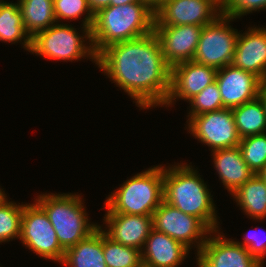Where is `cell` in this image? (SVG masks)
<instances>
[{
	"mask_svg": "<svg viewBox=\"0 0 266 267\" xmlns=\"http://www.w3.org/2000/svg\"><path fill=\"white\" fill-rule=\"evenodd\" d=\"M97 65L137 107L164 106L170 90L171 67L154 31L108 46L97 56Z\"/></svg>",
	"mask_w": 266,
	"mask_h": 267,
	"instance_id": "1",
	"label": "cell"
},
{
	"mask_svg": "<svg viewBox=\"0 0 266 267\" xmlns=\"http://www.w3.org/2000/svg\"><path fill=\"white\" fill-rule=\"evenodd\" d=\"M198 172L187 163L165 166L163 201L199 218L211 231L218 230L220 226L213 197Z\"/></svg>",
	"mask_w": 266,
	"mask_h": 267,
	"instance_id": "2",
	"label": "cell"
},
{
	"mask_svg": "<svg viewBox=\"0 0 266 267\" xmlns=\"http://www.w3.org/2000/svg\"><path fill=\"white\" fill-rule=\"evenodd\" d=\"M155 13L143 2L110 5L94 14L92 45L98 56L110 45L145 36L154 30Z\"/></svg>",
	"mask_w": 266,
	"mask_h": 267,
	"instance_id": "3",
	"label": "cell"
},
{
	"mask_svg": "<svg viewBox=\"0 0 266 267\" xmlns=\"http://www.w3.org/2000/svg\"><path fill=\"white\" fill-rule=\"evenodd\" d=\"M164 166L142 171L125 181L106 198V213L152 216L163 202Z\"/></svg>",
	"mask_w": 266,
	"mask_h": 267,
	"instance_id": "4",
	"label": "cell"
},
{
	"mask_svg": "<svg viewBox=\"0 0 266 267\" xmlns=\"http://www.w3.org/2000/svg\"><path fill=\"white\" fill-rule=\"evenodd\" d=\"M35 199L48 215L64 250L77 245L99 227L98 224L90 223L79 194L45 193Z\"/></svg>",
	"mask_w": 266,
	"mask_h": 267,
	"instance_id": "5",
	"label": "cell"
},
{
	"mask_svg": "<svg viewBox=\"0 0 266 267\" xmlns=\"http://www.w3.org/2000/svg\"><path fill=\"white\" fill-rule=\"evenodd\" d=\"M83 29V30H82ZM83 34L77 32L70 24L55 23L47 29L35 33L31 37L32 54L52 60L78 61L81 58H89L97 64V55L92 45L91 29L85 26L81 28ZM88 40L89 46L86 45Z\"/></svg>",
	"mask_w": 266,
	"mask_h": 267,
	"instance_id": "6",
	"label": "cell"
},
{
	"mask_svg": "<svg viewBox=\"0 0 266 267\" xmlns=\"http://www.w3.org/2000/svg\"><path fill=\"white\" fill-rule=\"evenodd\" d=\"M233 19L221 13L203 26L193 61L216 69L231 64L239 35L229 24Z\"/></svg>",
	"mask_w": 266,
	"mask_h": 267,
	"instance_id": "7",
	"label": "cell"
},
{
	"mask_svg": "<svg viewBox=\"0 0 266 267\" xmlns=\"http://www.w3.org/2000/svg\"><path fill=\"white\" fill-rule=\"evenodd\" d=\"M25 203L22 212L20 240L39 257L61 264L65 250L44 209L36 202Z\"/></svg>",
	"mask_w": 266,
	"mask_h": 267,
	"instance_id": "8",
	"label": "cell"
},
{
	"mask_svg": "<svg viewBox=\"0 0 266 267\" xmlns=\"http://www.w3.org/2000/svg\"><path fill=\"white\" fill-rule=\"evenodd\" d=\"M187 124V131L212 151L237 147L241 141L229 108L188 116Z\"/></svg>",
	"mask_w": 266,
	"mask_h": 267,
	"instance_id": "9",
	"label": "cell"
},
{
	"mask_svg": "<svg viewBox=\"0 0 266 267\" xmlns=\"http://www.w3.org/2000/svg\"><path fill=\"white\" fill-rule=\"evenodd\" d=\"M152 216L153 228L156 231L165 233L190 250L192 246L196 247L197 253L211 233V230L199 218L185 214L165 201L158 206Z\"/></svg>",
	"mask_w": 266,
	"mask_h": 267,
	"instance_id": "10",
	"label": "cell"
},
{
	"mask_svg": "<svg viewBox=\"0 0 266 267\" xmlns=\"http://www.w3.org/2000/svg\"><path fill=\"white\" fill-rule=\"evenodd\" d=\"M221 13L222 0H167L155 12L154 26H205Z\"/></svg>",
	"mask_w": 266,
	"mask_h": 267,
	"instance_id": "11",
	"label": "cell"
},
{
	"mask_svg": "<svg viewBox=\"0 0 266 267\" xmlns=\"http://www.w3.org/2000/svg\"><path fill=\"white\" fill-rule=\"evenodd\" d=\"M196 260L198 267H263L245 247L220 234L219 229L211 231Z\"/></svg>",
	"mask_w": 266,
	"mask_h": 267,
	"instance_id": "12",
	"label": "cell"
},
{
	"mask_svg": "<svg viewBox=\"0 0 266 267\" xmlns=\"http://www.w3.org/2000/svg\"><path fill=\"white\" fill-rule=\"evenodd\" d=\"M217 69L193 60L171 67L170 90L164 106L174 104L175 99L187 102L215 81Z\"/></svg>",
	"mask_w": 266,
	"mask_h": 267,
	"instance_id": "13",
	"label": "cell"
},
{
	"mask_svg": "<svg viewBox=\"0 0 266 267\" xmlns=\"http://www.w3.org/2000/svg\"><path fill=\"white\" fill-rule=\"evenodd\" d=\"M215 80L219 86L224 108H235L259 97L263 80L254 73L231 64L217 69Z\"/></svg>",
	"mask_w": 266,
	"mask_h": 267,
	"instance_id": "14",
	"label": "cell"
},
{
	"mask_svg": "<svg viewBox=\"0 0 266 267\" xmlns=\"http://www.w3.org/2000/svg\"><path fill=\"white\" fill-rule=\"evenodd\" d=\"M203 26H154L165 61L170 67L193 60Z\"/></svg>",
	"mask_w": 266,
	"mask_h": 267,
	"instance_id": "15",
	"label": "cell"
},
{
	"mask_svg": "<svg viewBox=\"0 0 266 267\" xmlns=\"http://www.w3.org/2000/svg\"><path fill=\"white\" fill-rule=\"evenodd\" d=\"M103 220L108 230L102 231L107 237L116 243L140 250L153 229V216L106 213Z\"/></svg>",
	"mask_w": 266,
	"mask_h": 267,
	"instance_id": "16",
	"label": "cell"
},
{
	"mask_svg": "<svg viewBox=\"0 0 266 267\" xmlns=\"http://www.w3.org/2000/svg\"><path fill=\"white\" fill-rule=\"evenodd\" d=\"M231 65L266 81V28L249 27L239 32Z\"/></svg>",
	"mask_w": 266,
	"mask_h": 267,
	"instance_id": "17",
	"label": "cell"
},
{
	"mask_svg": "<svg viewBox=\"0 0 266 267\" xmlns=\"http://www.w3.org/2000/svg\"><path fill=\"white\" fill-rule=\"evenodd\" d=\"M189 251L181 242L153 228L141 250L143 267H178Z\"/></svg>",
	"mask_w": 266,
	"mask_h": 267,
	"instance_id": "18",
	"label": "cell"
},
{
	"mask_svg": "<svg viewBox=\"0 0 266 267\" xmlns=\"http://www.w3.org/2000/svg\"><path fill=\"white\" fill-rule=\"evenodd\" d=\"M211 153L218 177L230 195L255 174L244 161L238 146L214 150Z\"/></svg>",
	"mask_w": 266,
	"mask_h": 267,
	"instance_id": "19",
	"label": "cell"
},
{
	"mask_svg": "<svg viewBox=\"0 0 266 267\" xmlns=\"http://www.w3.org/2000/svg\"><path fill=\"white\" fill-rule=\"evenodd\" d=\"M61 264L64 267H107L101 225L77 245L67 248Z\"/></svg>",
	"mask_w": 266,
	"mask_h": 267,
	"instance_id": "20",
	"label": "cell"
},
{
	"mask_svg": "<svg viewBox=\"0 0 266 267\" xmlns=\"http://www.w3.org/2000/svg\"><path fill=\"white\" fill-rule=\"evenodd\" d=\"M244 214L255 220L266 218V184L254 174L231 195Z\"/></svg>",
	"mask_w": 266,
	"mask_h": 267,
	"instance_id": "21",
	"label": "cell"
},
{
	"mask_svg": "<svg viewBox=\"0 0 266 267\" xmlns=\"http://www.w3.org/2000/svg\"><path fill=\"white\" fill-rule=\"evenodd\" d=\"M0 41L12 44L21 42L24 49L30 51L31 36L23 26L18 2L0 1Z\"/></svg>",
	"mask_w": 266,
	"mask_h": 267,
	"instance_id": "22",
	"label": "cell"
},
{
	"mask_svg": "<svg viewBox=\"0 0 266 267\" xmlns=\"http://www.w3.org/2000/svg\"><path fill=\"white\" fill-rule=\"evenodd\" d=\"M240 138L266 133V111L260 97L232 108Z\"/></svg>",
	"mask_w": 266,
	"mask_h": 267,
	"instance_id": "23",
	"label": "cell"
},
{
	"mask_svg": "<svg viewBox=\"0 0 266 267\" xmlns=\"http://www.w3.org/2000/svg\"><path fill=\"white\" fill-rule=\"evenodd\" d=\"M22 12L23 26L32 37L35 33L57 23L53 0H17Z\"/></svg>",
	"mask_w": 266,
	"mask_h": 267,
	"instance_id": "24",
	"label": "cell"
},
{
	"mask_svg": "<svg viewBox=\"0 0 266 267\" xmlns=\"http://www.w3.org/2000/svg\"><path fill=\"white\" fill-rule=\"evenodd\" d=\"M103 254L107 267H143L140 249L112 241L103 232Z\"/></svg>",
	"mask_w": 266,
	"mask_h": 267,
	"instance_id": "25",
	"label": "cell"
},
{
	"mask_svg": "<svg viewBox=\"0 0 266 267\" xmlns=\"http://www.w3.org/2000/svg\"><path fill=\"white\" fill-rule=\"evenodd\" d=\"M23 207L8 199L0 205V243L20 239Z\"/></svg>",
	"mask_w": 266,
	"mask_h": 267,
	"instance_id": "26",
	"label": "cell"
},
{
	"mask_svg": "<svg viewBox=\"0 0 266 267\" xmlns=\"http://www.w3.org/2000/svg\"><path fill=\"white\" fill-rule=\"evenodd\" d=\"M238 147L248 167L259 173L266 164V133L242 138Z\"/></svg>",
	"mask_w": 266,
	"mask_h": 267,
	"instance_id": "27",
	"label": "cell"
},
{
	"mask_svg": "<svg viewBox=\"0 0 266 267\" xmlns=\"http://www.w3.org/2000/svg\"><path fill=\"white\" fill-rule=\"evenodd\" d=\"M53 6L57 23L62 19L70 21L79 19L87 12L81 26L92 28L94 14L89 8L87 0H53Z\"/></svg>",
	"mask_w": 266,
	"mask_h": 267,
	"instance_id": "28",
	"label": "cell"
},
{
	"mask_svg": "<svg viewBox=\"0 0 266 267\" xmlns=\"http://www.w3.org/2000/svg\"><path fill=\"white\" fill-rule=\"evenodd\" d=\"M188 102L191 107L188 116H196L224 108L216 80L206 86L200 93L196 94Z\"/></svg>",
	"mask_w": 266,
	"mask_h": 267,
	"instance_id": "29",
	"label": "cell"
},
{
	"mask_svg": "<svg viewBox=\"0 0 266 267\" xmlns=\"http://www.w3.org/2000/svg\"><path fill=\"white\" fill-rule=\"evenodd\" d=\"M263 9H266V0H222V13L234 20Z\"/></svg>",
	"mask_w": 266,
	"mask_h": 267,
	"instance_id": "30",
	"label": "cell"
},
{
	"mask_svg": "<svg viewBox=\"0 0 266 267\" xmlns=\"http://www.w3.org/2000/svg\"><path fill=\"white\" fill-rule=\"evenodd\" d=\"M257 231L254 233L249 231V233H247L244 237L243 242H236L245 247L252 256L264 264V259L266 257V233H263L264 237L260 238L258 235V233L260 234V231L258 229Z\"/></svg>",
	"mask_w": 266,
	"mask_h": 267,
	"instance_id": "31",
	"label": "cell"
},
{
	"mask_svg": "<svg viewBox=\"0 0 266 267\" xmlns=\"http://www.w3.org/2000/svg\"><path fill=\"white\" fill-rule=\"evenodd\" d=\"M93 14L111 5V0H87Z\"/></svg>",
	"mask_w": 266,
	"mask_h": 267,
	"instance_id": "32",
	"label": "cell"
},
{
	"mask_svg": "<svg viewBox=\"0 0 266 267\" xmlns=\"http://www.w3.org/2000/svg\"><path fill=\"white\" fill-rule=\"evenodd\" d=\"M145 3L154 13L167 1V0H140Z\"/></svg>",
	"mask_w": 266,
	"mask_h": 267,
	"instance_id": "33",
	"label": "cell"
},
{
	"mask_svg": "<svg viewBox=\"0 0 266 267\" xmlns=\"http://www.w3.org/2000/svg\"><path fill=\"white\" fill-rule=\"evenodd\" d=\"M259 97L261 98L266 111V81H264L261 86Z\"/></svg>",
	"mask_w": 266,
	"mask_h": 267,
	"instance_id": "34",
	"label": "cell"
},
{
	"mask_svg": "<svg viewBox=\"0 0 266 267\" xmlns=\"http://www.w3.org/2000/svg\"><path fill=\"white\" fill-rule=\"evenodd\" d=\"M140 0H111V5L118 6V5H125L133 2H138Z\"/></svg>",
	"mask_w": 266,
	"mask_h": 267,
	"instance_id": "35",
	"label": "cell"
},
{
	"mask_svg": "<svg viewBox=\"0 0 266 267\" xmlns=\"http://www.w3.org/2000/svg\"><path fill=\"white\" fill-rule=\"evenodd\" d=\"M257 175L265 182L266 184V164L265 166L257 173Z\"/></svg>",
	"mask_w": 266,
	"mask_h": 267,
	"instance_id": "36",
	"label": "cell"
},
{
	"mask_svg": "<svg viewBox=\"0 0 266 267\" xmlns=\"http://www.w3.org/2000/svg\"><path fill=\"white\" fill-rule=\"evenodd\" d=\"M0 188V205L6 201L8 198L6 196V193L4 192V190Z\"/></svg>",
	"mask_w": 266,
	"mask_h": 267,
	"instance_id": "37",
	"label": "cell"
}]
</instances>
